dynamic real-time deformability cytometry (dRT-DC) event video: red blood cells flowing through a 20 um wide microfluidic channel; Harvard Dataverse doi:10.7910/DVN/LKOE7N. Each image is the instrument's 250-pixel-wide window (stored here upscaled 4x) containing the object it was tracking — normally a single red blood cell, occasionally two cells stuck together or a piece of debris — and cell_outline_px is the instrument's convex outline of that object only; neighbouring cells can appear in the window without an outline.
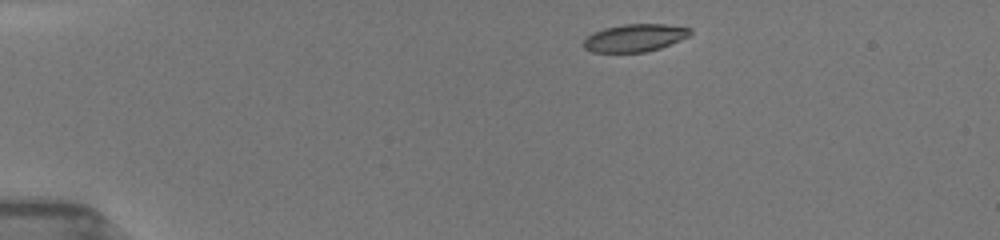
{"species": "common noctule bat (a hibernating species)", "species_latin": "Nyctalus noctula", "temperature_condition": "room temperature", "stored_images_in_passage": 9, "camera_frame_rate_fps": 3000, "um_per_image_px": 0.085, "animal": {"sex": "female", "body_mass_g": 19.5, "forearm_length_mm": 54.1}, "frame": {"image": 1, "passage_image": 1, "time_ms": 0.0, "image_size_px": [1000, 240], "cell_outline_px": [[692, 32], [688, 36], [680, 40], [660, 48], [644, 52], [592, 52], [584, 48], [584, 40], [592, 32], [604, 28], [624, 24], [664, 24], [692, 28]], "centroid_in_image_um": [53.96, 3.21], "position_along_channel_um": 31.0, "area_um2": 17.11}}
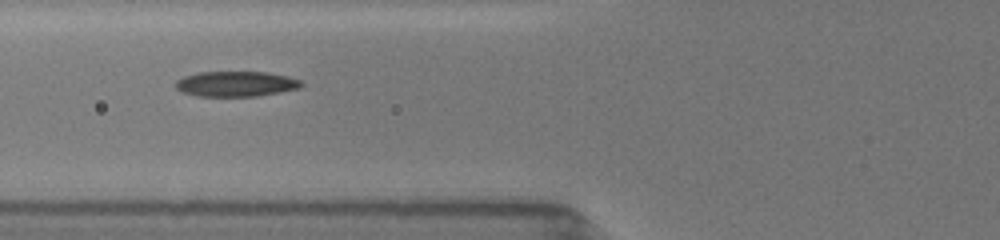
{"frame": {"image": 2, "passage_image": 5, "time_ms": 3.667, "image_size_px": [1000, 240], "cell_outline_px": [[304, 84], [300, 88], [280, 92], [256, 96], [196, 96], [180, 92], [176, 88], [176, 80], [184, 76], [196, 72], [268, 72], [288, 76], [300, 80]], "centroid_in_image_um": [20.04, 7.13], "position_along_channel_um": 105.8, "area_um2": 18.67}}
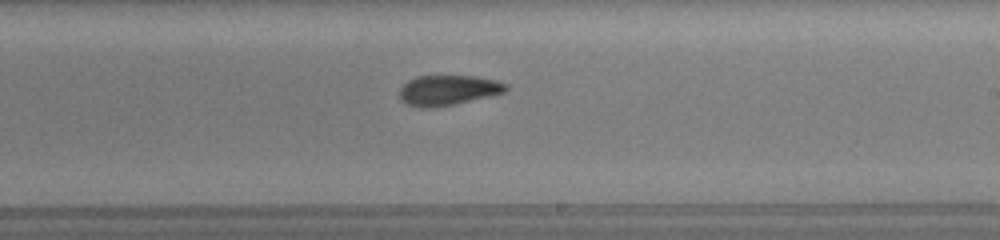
{"frame": {"image": 3, "passage_image": 9, "time_ms": 7.333, "image_size_px": [1000, 240], "cell_outline_px": [[508, 88], [504, 92], [488, 96], [436, 108], [420, 108], [408, 104], [400, 100], [400, 88], [408, 80], [416, 76], [476, 76], [496, 80], [508, 84]], "centroid_in_image_um": [38.06, 7.66], "position_along_channel_um": 250.9, "area_um2": 18.67}}